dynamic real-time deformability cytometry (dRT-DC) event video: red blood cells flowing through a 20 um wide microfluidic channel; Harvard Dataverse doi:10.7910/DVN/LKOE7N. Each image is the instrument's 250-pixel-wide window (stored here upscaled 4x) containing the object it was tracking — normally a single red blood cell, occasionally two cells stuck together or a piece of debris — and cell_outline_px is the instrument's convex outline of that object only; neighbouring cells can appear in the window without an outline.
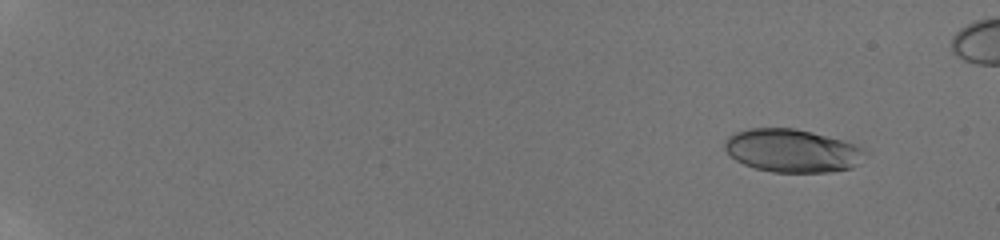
{"species": "human", "species_latin": "Homo sapiens", "temperature_condition": "room temperature", "stored_images_in_passage": 87, "camera_frame_rate_fps": 3000, "um_per_image_px": 0.085, "donor": {"sex": "male"}, "frame": {"image": 1, "passage_image": 10, "time_ms": 1.667, "image_size_px": [1000, 240], "cell_outline_px": [[868, 152], [860, 164], [852, 168], [832, 172], [772, 172], [756, 168], [744, 164], [736, 160], [724, 148], [724, 140], [728, 136], [736, 132], [748, 128], [796, 128], [844, 140], [864, 148]], "centroid_in_image_um": [67.38, 12.8], "position_along_channel_um": 17.6, "area_um2": 35.6}}
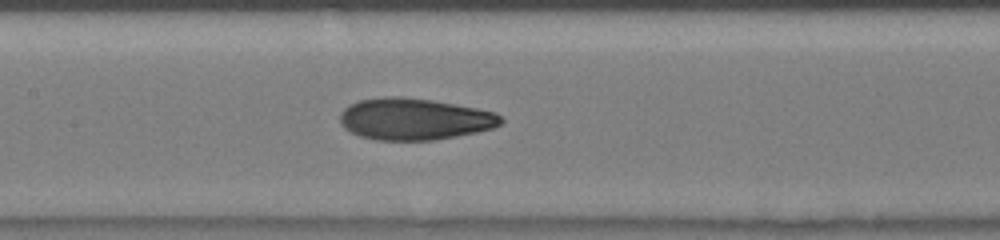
{"frame": {"image": 2, "passage_image": 47, "time_ms": 10.0, "image_size_px": [1000, 240], "cell_outline_px": [[504, 120], [500, 124], [492, 128], [476, 132], [436, 140], [376, 140], [360, 136], [344, 128], [340, 124], [340, 112], [348, 104], [360, 100], [380, 96], [400, 96], [432, 100], [476, 108], [496, 112]], "centroid_in_image_um": [35.19, 10.11], "position_along_channel_um": 172.2, "area_um2": 39.25}}
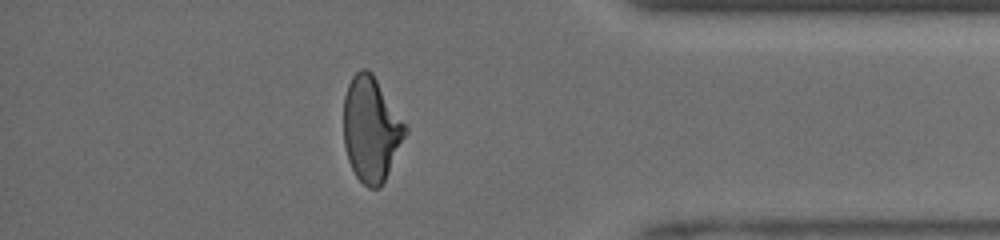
{"frame": {"image": 3, "passage_image": 77, "time_ms": 16.0, "image_size_px": [1000, 240], "cell_outline_px": [[408, 132], [380, 188], [368, 188], [356, 176], [348, 160], [344, 144], [344, 96], [348, 84], [352, 76], [360, 68], [364, 68], [372, 72], [408, 128]], "centroid_in_image_um": [31.54, 10.97], "position_along_channel_um": 403.7, "area_um2": 37.45}, "authors_computed_cell_mechanics": {"area_um2": 37.3388, "velocity_mm_per_s": 4.1292, "shape_relaxation_time_tau1_ms": 5.187, "shape_relaxation_time_tau2_ms": 1.4038, "deformation_change_tau1": 0.2111, "deformation_change_tau2": 0.0851}}